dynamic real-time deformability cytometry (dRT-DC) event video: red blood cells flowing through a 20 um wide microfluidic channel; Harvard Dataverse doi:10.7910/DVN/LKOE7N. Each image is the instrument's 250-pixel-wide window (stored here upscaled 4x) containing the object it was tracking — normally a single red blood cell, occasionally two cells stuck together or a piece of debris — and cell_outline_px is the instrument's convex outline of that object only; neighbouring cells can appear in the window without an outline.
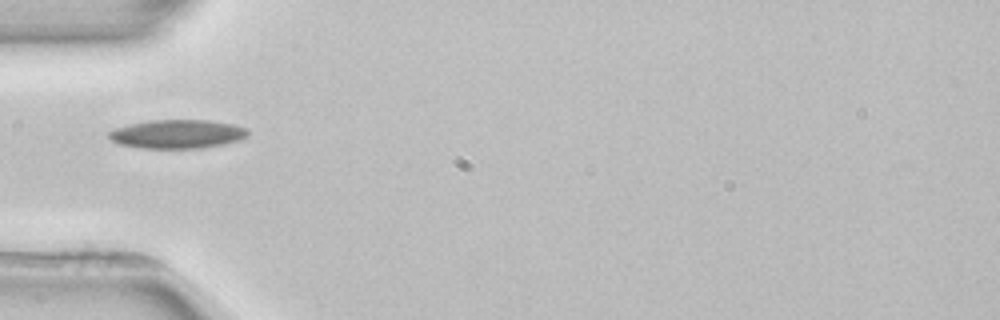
{"species": "common noctule bat (a hibernating species)", "species_latin": "Nyctalus noctula", "temperature_condition": "room temperature", "stored_images_in_passage": 5, "camera_frame_rate_fps": 3000, "um_per_image_px": 0.085, "animal": {"sex": "female", "body_mass_g": 22.7, "forearm_length_mm": 54.2}, "frame": {"image": 1, "passage_image": 4, "time_ms": 4.0, "image_size_px": [1000, 320], "cell_outline_px": [[248, 136], [240, 140], [200, 148], [140, 148], [120, 144], [112, 140], [108, 136], [108, 132], [116, 128], [132, 124], [152, 120], [208, 120], [232, 124], [248, 128]], "centroid_in_image_um": [15.09, 11.39], "position_along_channel_um": 69.9, "area_um2": 23.06}}